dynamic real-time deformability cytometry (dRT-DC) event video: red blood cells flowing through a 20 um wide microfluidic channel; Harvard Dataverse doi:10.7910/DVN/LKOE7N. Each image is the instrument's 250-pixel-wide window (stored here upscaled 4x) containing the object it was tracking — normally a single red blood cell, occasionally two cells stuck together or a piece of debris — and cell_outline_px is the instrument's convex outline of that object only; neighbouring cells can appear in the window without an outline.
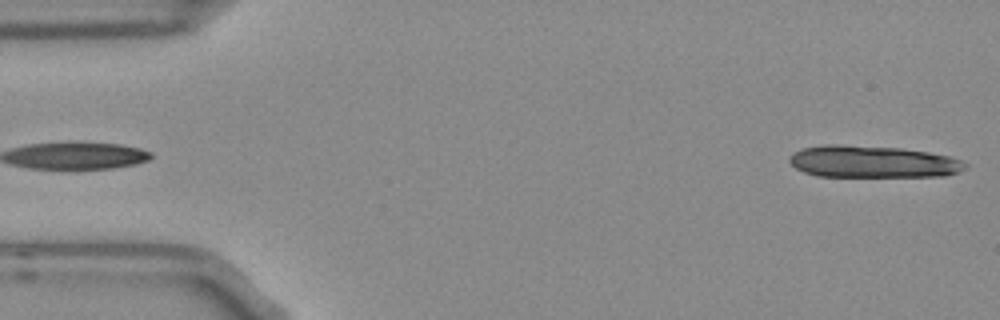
{"species": "Egyptian fruit bat (a non-hibernating species)", "species_latin": "Rousettus aegyptiacus", "temperature_condition": "room temperature", "stored_images_in_passage": 13, "camera_frame_rate_fps": 3000, "um_per_image_px": 0.085, "frame": {"image": 1, "passage_image": 1, "time_ms": 0.0, "image_size_px": [1000, 320], "cell_outline_px": [[968, 168], [960, 172], [944, 176], [816, 176], [804, 172], [796, 168], [788, 160], [788, 156], [792, 152], [804, 148], [824, 144], [836, 144], [900, 148], [928, 152], [948, 156], [960, 160], [968, 164]], "centroid_in_image_um": [74.17, 13.74], "position_along_channel_um": 10.8, "area_um2": 32.89}}